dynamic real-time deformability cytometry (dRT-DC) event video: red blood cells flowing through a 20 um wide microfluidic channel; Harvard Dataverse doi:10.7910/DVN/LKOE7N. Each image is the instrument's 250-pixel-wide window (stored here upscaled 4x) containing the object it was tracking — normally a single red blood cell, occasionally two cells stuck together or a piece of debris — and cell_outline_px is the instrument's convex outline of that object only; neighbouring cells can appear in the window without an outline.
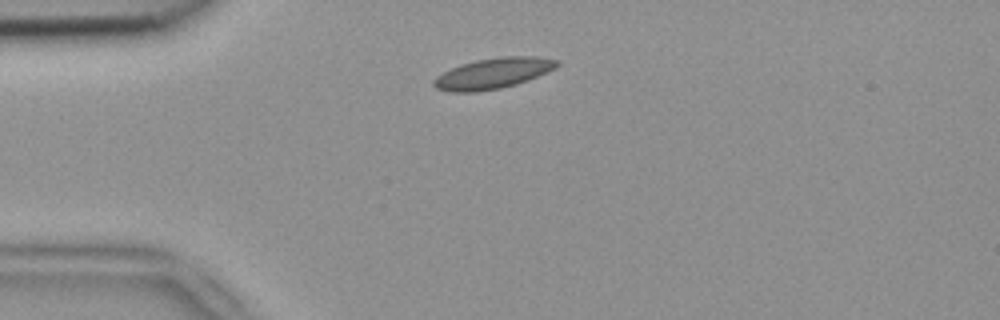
{"species": "common noctule bat (a hibernating species)", "species_latin": "Nyctalus noctula", "temperature_condition": "room temperature", "stored_images_in_passage": 3, "camera_frame_rate_fps": 3000, "um_per_image_px": 0.085, "animal": {"sex": "female", "body_mass_g": 18.4}, "frame": {"image": 1, "passage_image": 1, "time_ms": 0.0, "image_size_px": [1000, 320], "cell_outline_px": [[560, 64], [556, 68], [548, 72], [528, 80], [516, 84], [500, 88], [476, 92], [448, 92], [436, 88], [432, 84], [432, 80], [436, 76], [460, 64], [476, 60], [500, 56], [536, 56], [560, 60]], "centroid_in_image_um": [41.92, 6.23], "position_along_channel_um": 43.1, "area_um2": 22.25}}